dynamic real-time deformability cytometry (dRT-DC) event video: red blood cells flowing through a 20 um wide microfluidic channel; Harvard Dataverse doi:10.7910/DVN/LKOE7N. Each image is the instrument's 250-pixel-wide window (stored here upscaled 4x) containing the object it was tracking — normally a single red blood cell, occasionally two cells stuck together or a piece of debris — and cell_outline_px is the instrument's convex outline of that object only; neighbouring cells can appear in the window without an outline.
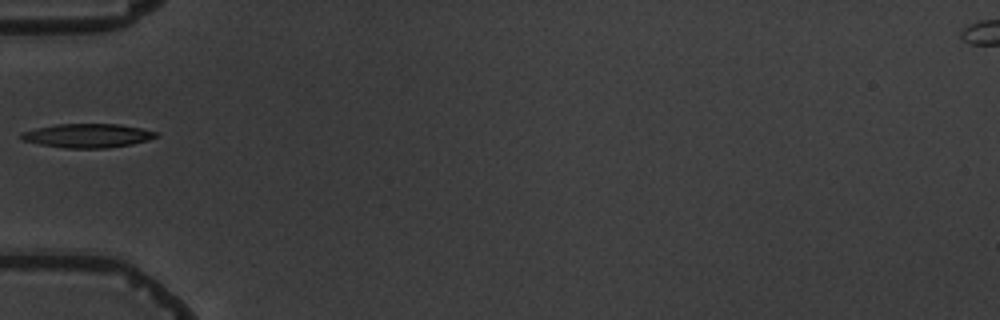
{"species": "common noctule bat (a hibernating species)", "species_latin": "Nyctalus noctula", "temperature_condition": "warm", "stored_images_in_passage": 1, "camera_frame_rate_fps": 3000, "um_per_image_px": 0.085, "animal": {"sex": "male", "body_mass_g": 19.5, "forearm_length_mm": 54.6}, "frame": {"image": 1, "passage_image": 1, "time_ms": 0.0, "image_size_px": [1000, 320], "cell_outline_px": [[160, 136], [148, 140], [132, 144], [104, 148], [64, 148], [40, 144], [20, 140], [20, 132], [36, 128], [56, 124], [120, 124], [140, 128], [156, 132]], "centroid_in_image_um": [7.41, 11.53], "position_along_channel_um": 77.6, "area_um2": 18.84}}